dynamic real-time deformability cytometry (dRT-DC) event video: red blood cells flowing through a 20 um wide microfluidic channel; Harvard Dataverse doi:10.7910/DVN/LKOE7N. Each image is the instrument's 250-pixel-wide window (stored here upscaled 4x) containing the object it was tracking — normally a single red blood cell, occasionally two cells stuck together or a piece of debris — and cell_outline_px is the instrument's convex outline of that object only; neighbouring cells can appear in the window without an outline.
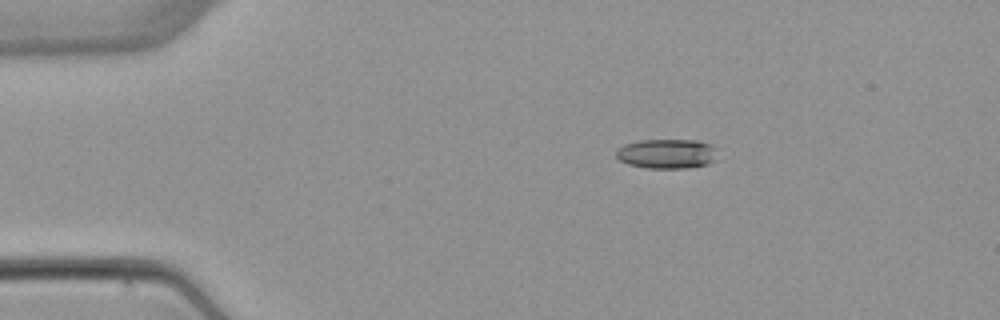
{"species": "common noctule bat (a hibernating species)", "species_latin": "Nyctalus noctula", "temperature_condition": "warm", "stored_images_in_passage": 7, "camera_frame_rate_fps": 3000, "um_per_image_px": 0.085, "animal": {"sex": "female", "body_mass_g": 22.7, "forearm_length_mm": 54.2}, "frame": {"image": 1, "passage_image": 1, "time_ms": 0.0, "image_size_px": [1000, 320], "cell_outline_px": [[716, 160], [708, 164], [688, 168], [648, 168], [628, 164], [620, 160], [616, 156], [616, 152], [624, 144], [640, 140], [696, 140], [712, 144], [716, 148]], "centroid_in_image_um": [56.72, 13.06], "position_along_channel_um": 28.3, "area_um2": 17.57}}
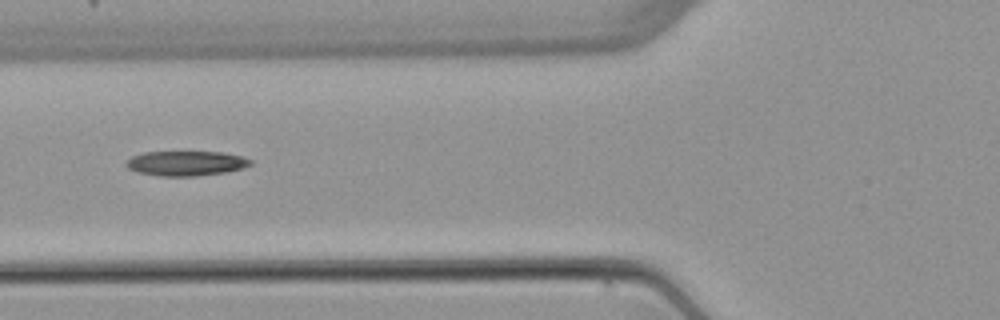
{"frame": {"image": 2, "passage_image": 4, "time_ms": 3.667, "image_size_px": [1000, 320], "cell_outline_px": [[252, 164], [244, 168], [228, 172], [196, 176], [160, 176], [136, 172], [128, 168], [124, 164], [132, 156], [144, 152], [224, 152], [244, 156], [252, 160]], "centroid_in_image_um": [15.85, 13.88], "position_along_channel_um": 109.9, "area_um2": 18.21}}
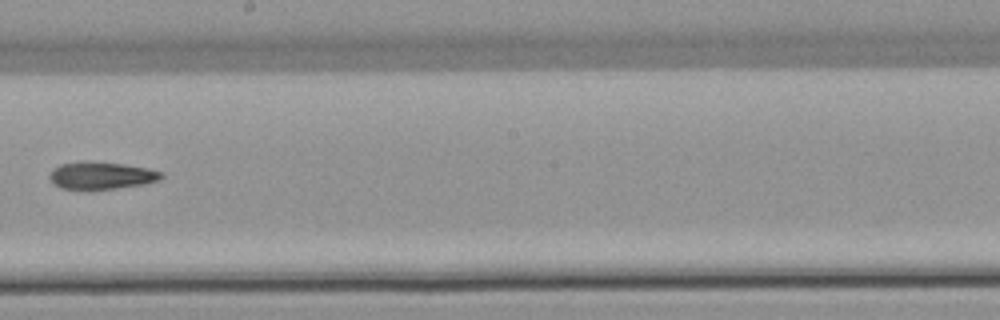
{"frame": {"image": 3, "passage_image": 7, "time_ms": 7.0, "image_size_px": [1000, 320], "cell_outline_px": [[164, 176], [160, 180], [140, 184], [116, 188], [88, 192], [60, 188], [52, 184], [48, 176], [52, 168], [60, 164], [84, 160], [88, 160], [124, 164], [148, 168], [160, 172]], "centroid_in_image_um": [8.51, 14.93], "position_along_channel_um": 239.7, "area_um2": 18.55}}